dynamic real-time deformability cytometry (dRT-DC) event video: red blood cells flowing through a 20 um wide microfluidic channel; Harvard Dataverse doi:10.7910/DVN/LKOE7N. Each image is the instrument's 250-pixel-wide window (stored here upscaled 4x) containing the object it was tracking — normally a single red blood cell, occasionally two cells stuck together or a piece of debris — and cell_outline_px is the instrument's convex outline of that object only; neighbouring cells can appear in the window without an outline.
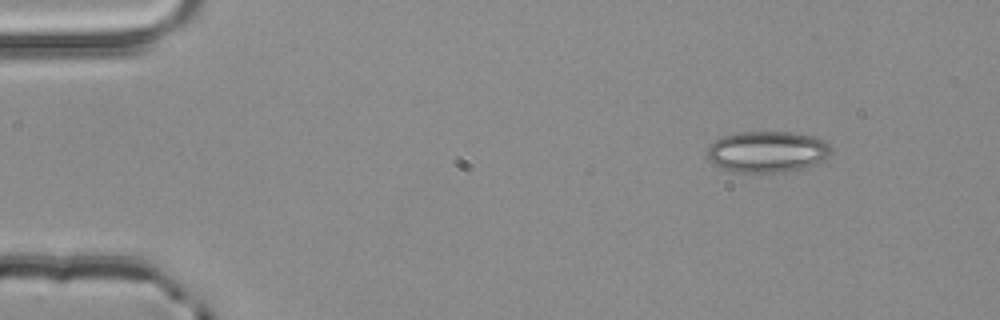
{"species": "common noctule bat (a hibernating species)", "species_latin": "Nyctalus noctula", "temperature_condition": "room temperature", "stored_images_in_passage": 3, "camera_frame_rate_fps": 3000, "um_per_image_px": 0.085, "animal": {"sex": "male", "body_mass_g": 20.4}, "frame": {"image": 1, "passage_image": 3, "time_ms": 0.667, "image_size_px": [1000, 320], "cell_outline_px": [[832, 152], [824, 160], [816, 164], [804, 168], [784, 172], [736, 172], [720, 168], [712, 164], [708, 160], [708, 148], [716, 140], [724, 136], [740, 132], [792, 132], [812, 136], [824, 140], [832, 148]], "centroid_in_image_um": [65.24, 12.91], "position_along_channel_um": 19.8, "area_um2": 29.88}}